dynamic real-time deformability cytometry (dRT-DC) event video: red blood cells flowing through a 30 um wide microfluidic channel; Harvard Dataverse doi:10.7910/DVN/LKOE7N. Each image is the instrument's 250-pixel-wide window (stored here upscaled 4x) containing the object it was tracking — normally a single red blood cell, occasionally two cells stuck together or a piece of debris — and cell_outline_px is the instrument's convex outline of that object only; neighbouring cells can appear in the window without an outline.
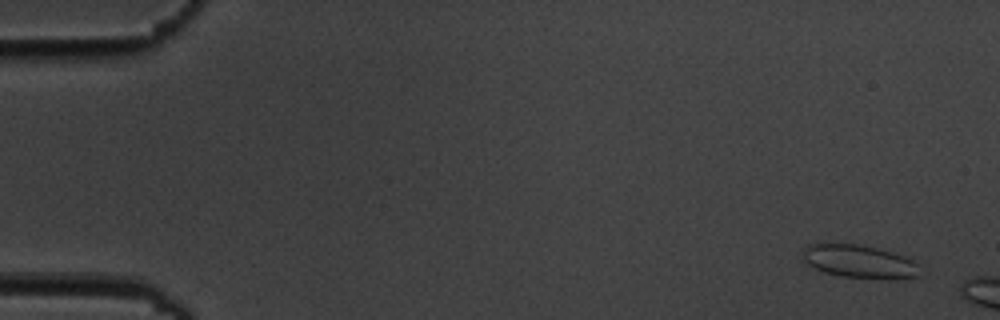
{"species": "common noctule bat (a hibernating species)", "species_latin": "Nyctalus noctula", "temperature_condition": "cold", "stored_images_in_passage": 3, "camera_frame_rate_fps": 3000, "um_per_image_px": 0.085, "animal": {"sex": "male", "body_mass_g": 19.5, "forearm_length_mm": 54.6}, "frame": {"image": 1, "passage_image": 1, "time_ms": 0.0, "image_size_px": [1000, 320], "cell_outline_px": [[920, 276], [896, 280], [840, 276], [824, 272], [808, 264], [804, 260], [804, 248], [808, 244], [856, 244], [876, 248], [892, 252], [904, 256], [912, 260], [916, 264]], "centroid_in_image_um": [73.07, 22.25], "position_along_channel_um": 11.9, "area_um2": 22.43}}